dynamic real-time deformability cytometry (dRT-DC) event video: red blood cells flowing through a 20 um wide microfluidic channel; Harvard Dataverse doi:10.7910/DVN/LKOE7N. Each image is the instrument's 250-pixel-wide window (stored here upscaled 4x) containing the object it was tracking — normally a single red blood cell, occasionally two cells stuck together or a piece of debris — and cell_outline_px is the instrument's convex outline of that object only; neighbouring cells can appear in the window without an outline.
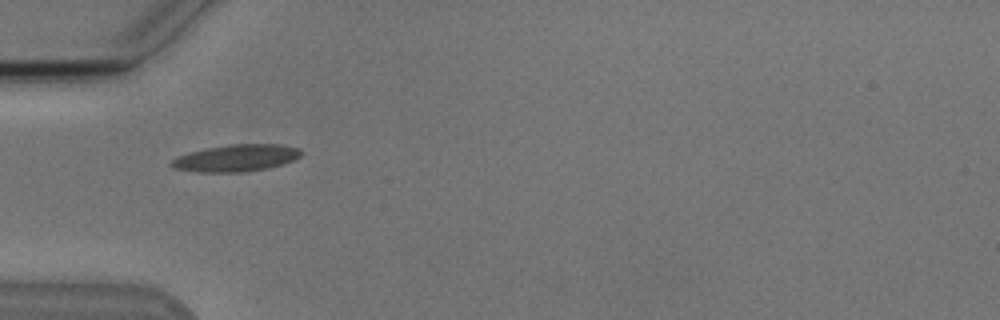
{"species": "Egyptian fruit bat (a non-hibernating species)", "species_latin": "Rousettus aegyptiacus", "temperature_condition": "cold", "stored_images_in_passage": 8, "camera_frame_rate_fps": 3000, "um_per_image_px": 0.085, "animal": {"sex": "male"}, "frame": {"image": 1, "passage_image": 3, "time_ms": 3.0, "image_size_px": [1000, 320], "cell_outline_px": [[304, 152], [296, 160], [264, 168], [240, 172], [196, 172], [172, 168], [168, 164], [176, 156], [188, 152], [204, 148], [232, 144], [280, 144], [300, 148]], "centroid_in_image_um": [20.04, 13.42], "position_along_channel_um": 65.0, "area_um2": 20.52}}
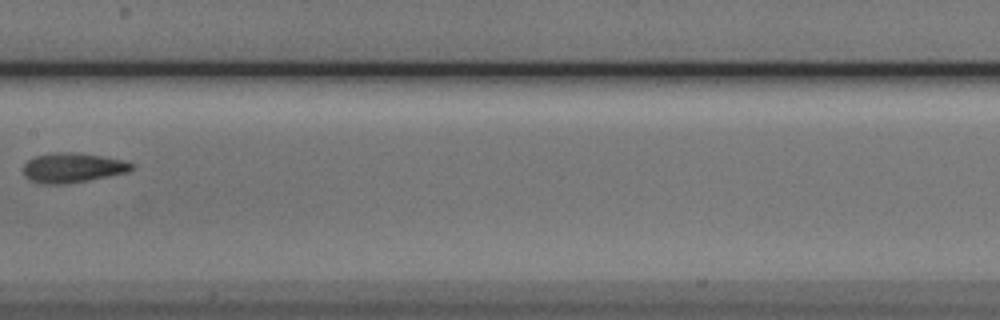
{"frame": {"image": 2, "passage_image": 6, "time_ms": 6.667, "image_size_px": [1000, 320], "cell_outline_px": [[136, 168], [128, 172], [68, 184], [40, 184], [24, 176], [24, 164], [28, 160], [36, 156], [52, 152], [80, 152], [124, 160], [136, 164]], "centroid_in_image_um": [6.21, 14.25], "position_along_channel_um": 201.2, "area_um2": 19.02}}
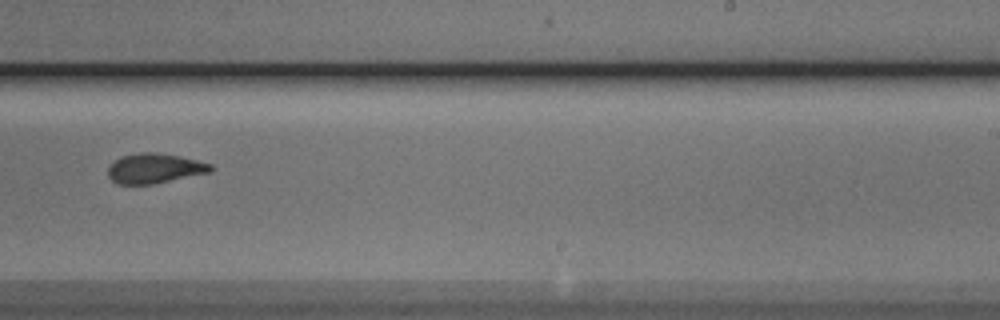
{"frame": {"image": 3, "passage_image": 8, "time_ms": 8.667, "image_size_px": [1000, 320], "cell_outline_px": [[216, 168], [212, 172], [152, 184], [116, 184], [108, 176], [108, 168], [120, 156], [140, 152], [156, 152], [180, 156], [212, 164]], "centroid_in_image_um": [13.17, 14.31], "position_along_channel_um": 275.8, "area_um2": 17.98}}